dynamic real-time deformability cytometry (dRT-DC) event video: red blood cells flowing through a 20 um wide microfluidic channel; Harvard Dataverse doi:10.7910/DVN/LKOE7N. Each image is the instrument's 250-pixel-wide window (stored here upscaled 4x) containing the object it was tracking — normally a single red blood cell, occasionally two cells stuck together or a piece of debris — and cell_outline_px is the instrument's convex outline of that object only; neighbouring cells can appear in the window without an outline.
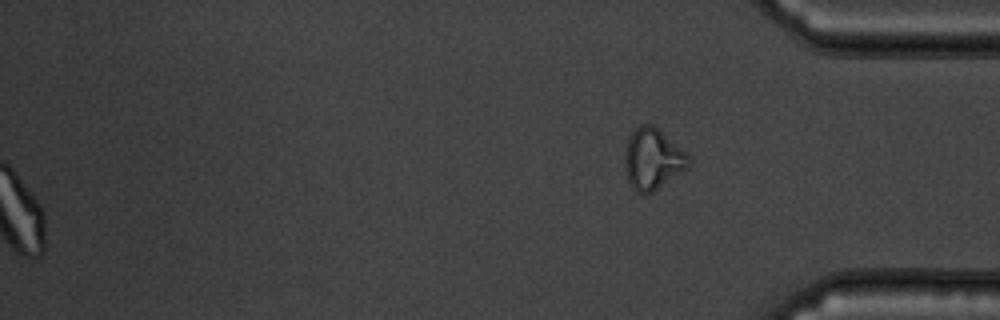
{"species": "common noctule bat (a hibernating species)", "species_latin": "Nyctalus noctula", "temperature_condition": "warm", "stored_images_in_passage": 52, "segment_of_instrument_passage": [2, 2], "camera_frame_rate_fps": 3000, "um_per_image_px": 0.085, "animal": {"sex": "male", "body_mass_g": 19.5, "forearm_length_mm": 54.6}, "frame": {"image": 1, "passage_image": 52, "time_ms": 17.0, "image_size_px": [1000, 320], "cell_outline_px": [[692, 164], [688, 168], [652, 192], [636, 192], [632, 188], [628, 180], [624, 168], [624, 156], [628, 140], [632, 132], [640, 124], [652, 124], [688, 152], [692, 160]], "centroid_in_image_um": [55.51, 13.5], "position_along_channel_um": 379.7, "area_um2": 22.89}}